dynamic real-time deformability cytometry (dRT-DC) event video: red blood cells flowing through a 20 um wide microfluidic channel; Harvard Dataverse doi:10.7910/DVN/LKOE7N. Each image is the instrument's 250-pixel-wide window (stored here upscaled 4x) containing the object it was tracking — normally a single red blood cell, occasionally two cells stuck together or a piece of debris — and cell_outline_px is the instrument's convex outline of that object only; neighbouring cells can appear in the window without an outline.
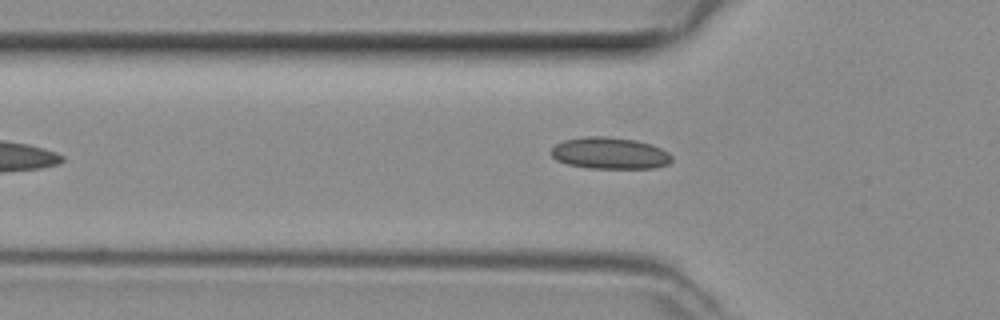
{"species": "common noctule bat (a hibernating species)", "species_latin": "Nyctalus noctula", "temperature_condition": "room temperature", "stored_images_in_passage": 32, "camera_frame_rate_fps": 3000, "um_per_image_px": 0.085, "animal": {"sex": "female", "body_mass_g": 29.2, "forearm_length_mm": 56.3}, "frame": {"image": 1, "passage_image": 2, "time_ms": 0.333, "image_size_px": [1000, 320], "cell_outline_px": [[672, 160], [668, 164], [652, 168], [588, 168], [568, 164], [556, 160], [548, 152], [556, 144], [564, 140], [584, 136], [608, 136], [636, 140], [652, 144], [668, 152], [672, 156]], "centroid_in_image_um": [51.81, 13.01], "position_along_channel_um": 74.0, "area_um2": 22.43}}
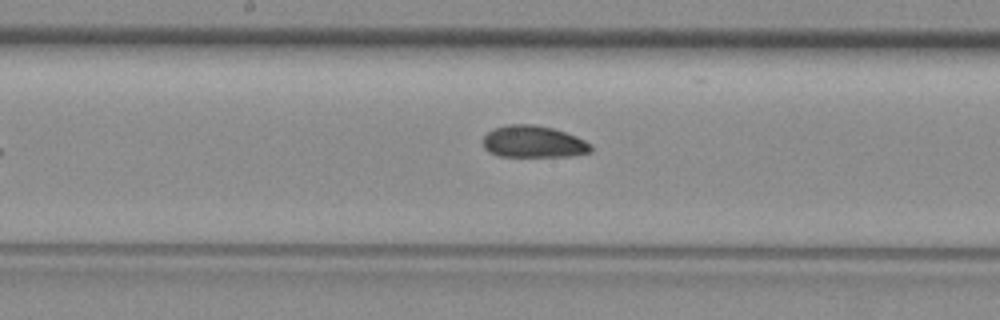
{"frame": {"image": 2, "passage_image": 11, "time_ms": 3.333, "image_size_px": [1000, 320], "cell_outline_px": [[592, 152], [568, 156], [500, 156], [488, 152], [484, 148], [484, 136], [492, 128], [508, 124], [532, 124], [552, 128], [576, 136], [592, 144]], "centroid_in_image_um": [45.33, 12.04], "position_along_channel_um": 202.9, "area_um2": 20.06}}
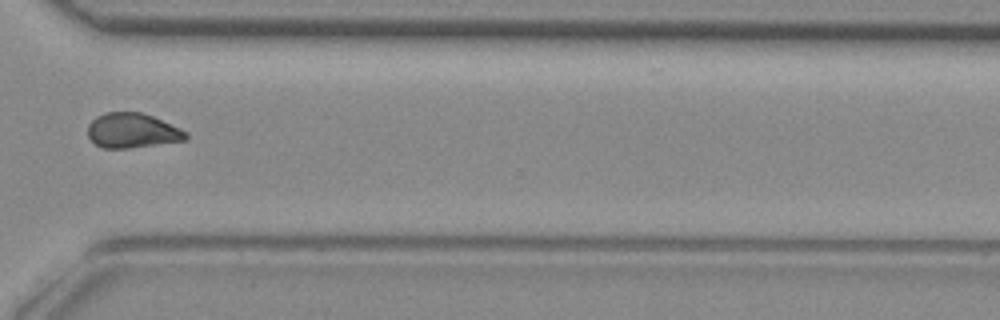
{"frame": {"image": 3, "passage_image": 22, "time_ms": 7.0, "image_size_px": [1000, 320], "cell_outline_px": [[188, 140], [128, 148], [104, 148], [96, 144], [88, 136], [88, 124], [96, 116], [104, 112], [140, 112], [152, 116], [180, 128], [188, 132]], "centroid_in_image_um": [11.25, 11.1], "position_along_channel_um": 359.3, "area_um2": 19.88}}